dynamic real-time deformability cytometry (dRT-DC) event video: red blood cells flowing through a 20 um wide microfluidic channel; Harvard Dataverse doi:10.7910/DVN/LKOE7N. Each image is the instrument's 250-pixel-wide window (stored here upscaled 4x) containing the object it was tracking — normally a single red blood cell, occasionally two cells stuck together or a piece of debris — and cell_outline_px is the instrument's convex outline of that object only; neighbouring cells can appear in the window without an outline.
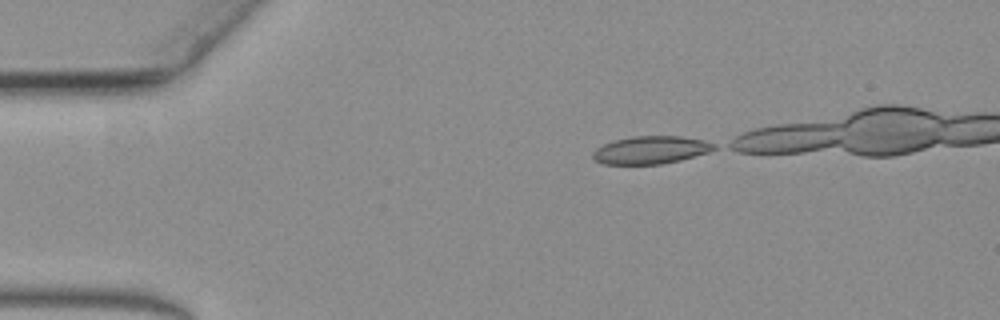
{"species": "common noctule bat (a hibernating species)", "species_latin": "Nyctalus noctula", "temperature_condition": "warm", "stored_images_in_passage": 3, "camera_frame_rate_fps": 3000, "um_per_image_px": 0.085, "animal": {"sex": "female", "body_mass_g": 19.3, "forearm_length_mm": 54.1}, "frame": {"image": 1, "passage_image": 1, "time_ms": 0.0, "image_size_px": [1000, 320], "cell_outline_px": [[716, 148], [708, 152], [680, 160], [660, 164], [604, 164], [596, 160], [592, 156], [592, 152], [596, 148], [612, 140], [632, 136], [680, 136], [704, 140], [716, 144]], "centroid_in_image_um": [55.3, 12.74], "position_along_channel_um": 29.7, "area_um2": 19.59}}